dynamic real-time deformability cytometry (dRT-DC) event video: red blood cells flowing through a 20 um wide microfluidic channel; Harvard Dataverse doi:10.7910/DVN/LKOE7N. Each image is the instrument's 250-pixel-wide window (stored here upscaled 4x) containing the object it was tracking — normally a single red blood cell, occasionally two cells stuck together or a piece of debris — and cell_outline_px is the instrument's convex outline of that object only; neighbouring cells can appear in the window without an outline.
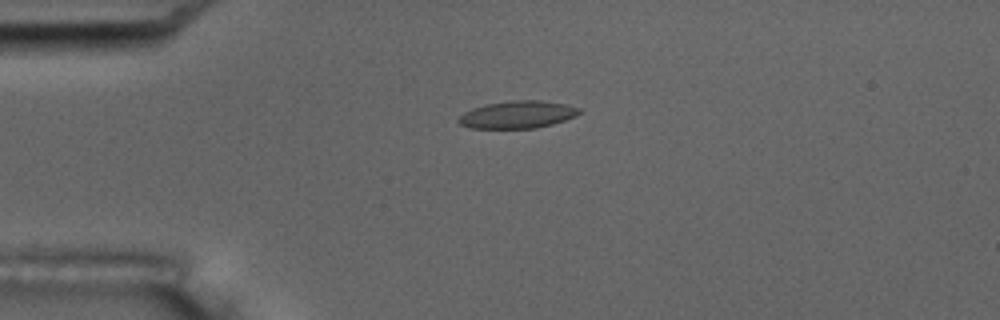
{"species": "common noctule bat (a hibernating species)", "species_latin": "Nyctalus noctula", "temperature_condition": "room temperature", "stored_images_in_passage": 2, "camera_frame_rate_fps": 3000, "um_per_image_px": 0.085, "animal": {"sex": "male", "body_mass_g": 17.5, "forearm_length_mm": 52.3}, "frame": {"image": 1, "passage_image": 1, "time_ms": 0.0, "image_size_px": [1000, 320], "cell_outline_px": [[580, 112], [576, 116], [552, 124], [536, 128], [472, 128], [460, 124], [456, 120], [464, 112], [472, 108], [484, 104], [512, 100], [540, 100], [564, 104], [580, 108]], "centroid_in_image_um": [43.96, 9.73], "position_along_channel_um": 41.0, "area_um2": 19.25}}